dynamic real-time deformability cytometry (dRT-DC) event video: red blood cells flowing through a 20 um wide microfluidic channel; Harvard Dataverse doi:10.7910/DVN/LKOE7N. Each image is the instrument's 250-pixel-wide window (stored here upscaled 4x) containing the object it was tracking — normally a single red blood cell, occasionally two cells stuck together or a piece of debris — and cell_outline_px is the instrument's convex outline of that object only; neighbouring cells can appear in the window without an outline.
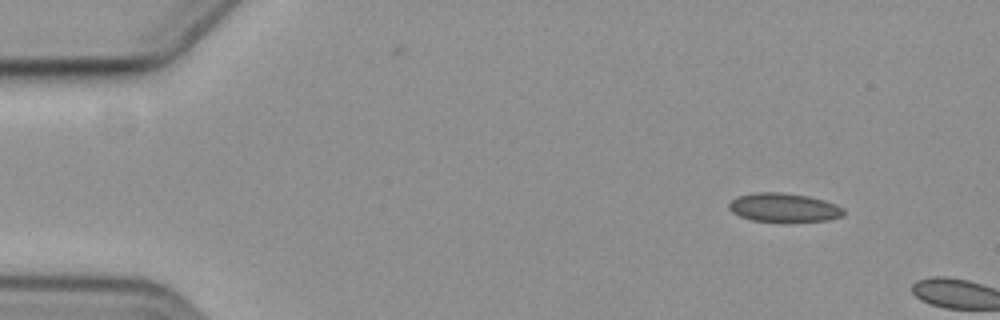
{"species": "common noctule bat (a hibernating species)", "species_latin": "Nyctalus noctula", "temperature_condition": "cold", "stored_images_in_passage": 5, "camera_frame_rate_fps": 3000, "um_per_image_px": 0.085, "animal": {"sex": "female", "body_mass_g": 19.3, "forearm_length_mm": 54.1}, "frame": {"image": 1, "passage_image": 5, "time_ms": 9.0, "image_size_px": [1000, 320], "cell_outline_px": [[844, 216], [828, 220], [792, 224], [780, 224], [752, 220], [740, 216], [732, 212], [728, 208], [728, 204], [732, 200], [740, 196], [756, 192], [780, 192], [808, 196], [824, 200], [836, 204], [844, 212]], "centroid_in_image_um": [66.64, 17.69], "position_along_channel_um": 18.4, "area_um2": 19.94}}